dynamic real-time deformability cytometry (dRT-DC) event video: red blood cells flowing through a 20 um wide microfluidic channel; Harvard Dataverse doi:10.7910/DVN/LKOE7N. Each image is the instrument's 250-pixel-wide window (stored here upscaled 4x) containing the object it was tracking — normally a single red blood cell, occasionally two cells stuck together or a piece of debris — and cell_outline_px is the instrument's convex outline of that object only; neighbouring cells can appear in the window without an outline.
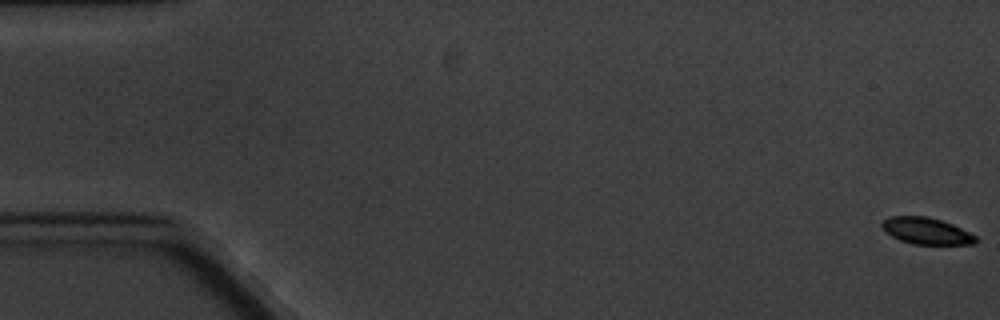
{"species": "common noctule bat (a hibernating species)", "species_latin": "Nyctalus noctula", "temperature_condition": "cold", "stored_images_in_passage": 7, "camera_frame_rate_fps": 3000, "um_per_image_px": 0.085, "animal": {"sex": "male", "body_mass_g": 20.1, "forearm_length_mm": 53.5}, "frame": {"image": 1, "passage_image": 1, "time_ms": 0.0, "image_size_px": [1000, 320], "cell_outline_px": [[976, 240], [972, 244], [912, 244], [900, 240], [892, 236], [880, 224], [888, 216], [928, 216], [952, 224], [976, 236]], "centroid_in_image_um": [78.72, 19.62], "position_along_channel_um": 6.3, "area_um2": 14.28}}